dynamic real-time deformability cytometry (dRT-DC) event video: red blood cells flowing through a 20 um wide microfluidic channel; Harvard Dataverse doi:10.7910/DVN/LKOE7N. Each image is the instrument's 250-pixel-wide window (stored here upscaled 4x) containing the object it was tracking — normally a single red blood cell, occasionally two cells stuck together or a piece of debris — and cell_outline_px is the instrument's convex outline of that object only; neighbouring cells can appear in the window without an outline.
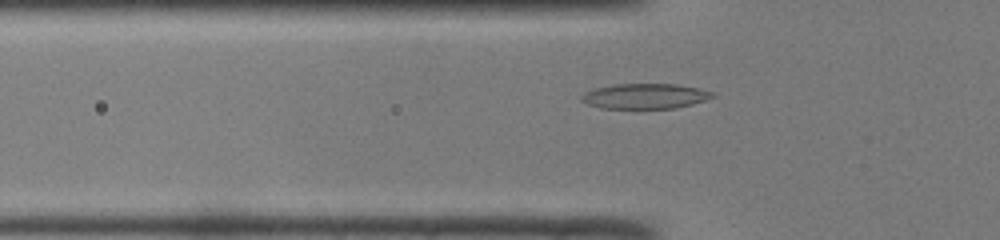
{"species": "common noctule bat (a hibernating species)", "species_latin": "Nyctalus noctula", "temperature_condition": "room temperature", "stored_images_in_passage": 45, "camera_frame_rate_fps": 3000, "um_per_image_px": 0.085, "animal": {"sex": "male", "body_mass_g": 19.0, "forearm_length_mm": 50.8}, "frame": {"image": 1, "passage_image": 12, "time_ms": 3.667, "image_size_px": [1000, 240], "cell_outline_px": [[716, 96], [692, 104], [676, 108], [600, 108], [588, 104], [580, 100], [580, 96], [584, 92], [596, 88], [612, 84], [676, 84], [700, 88], [716, 92]], "centroid_in_image_um": [54.84, 8.16], "position_along_channel_um": 71.0, "area_um2": 19.36}}
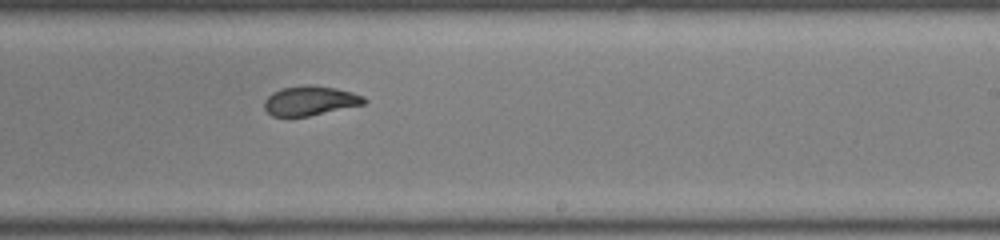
{"frame": {"image": 2, "passage_image": 26, "time_ms": 8.333, "image_size_px": [1000, 240], "cell_outline_px": [[368, 100], [364, 104], [308, 116], [288, 120], [272, 116], [264, 108], [264, 100], [272, 92], [280, 88], [308, 84], [336, 88], [352, 92], [364, 96]], "centroid_in_image_um": [26.3, 8.59], "position_along_channel_um": 262.7, "area_um2": 17.69}}
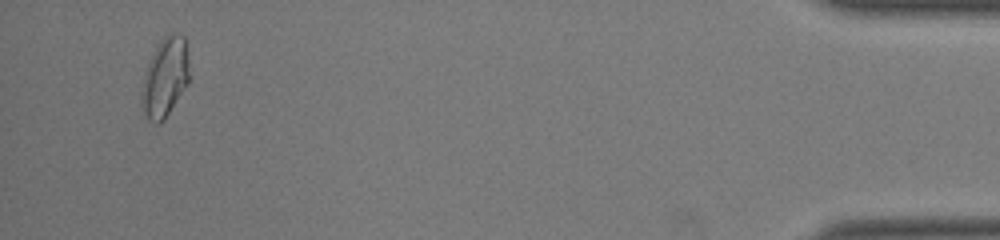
{"frame": {"image": 3, "passage_image": 43, "time_ms": 14.0, "image_size_px": [1000, 240], "cell_outline_px": [[188, 84], [164, 120], [160, 124], [156, 124], [148, 120], [140, 104], [140, 92], [148, 60], [152, 52], [160, 40], [168, 32], [176, 32], [184, 36], [188, 60]], "centroid_in_image_um": [14.0, 6.58], "position_along_channel_um": 421.2, "area_um2": 22.37}, "authors_computed_cell_mechanics": {"area_um2": 18.6694, "velocity_mm_per_s": 4.1122, "shape_relaxation_time_tau1_ms": 5.601, "shape_relaxation_time_tau2_ms": 1.4641, "deformation_change_tau1": 0.1762, "deformation_change_tau2": 0.0658}}